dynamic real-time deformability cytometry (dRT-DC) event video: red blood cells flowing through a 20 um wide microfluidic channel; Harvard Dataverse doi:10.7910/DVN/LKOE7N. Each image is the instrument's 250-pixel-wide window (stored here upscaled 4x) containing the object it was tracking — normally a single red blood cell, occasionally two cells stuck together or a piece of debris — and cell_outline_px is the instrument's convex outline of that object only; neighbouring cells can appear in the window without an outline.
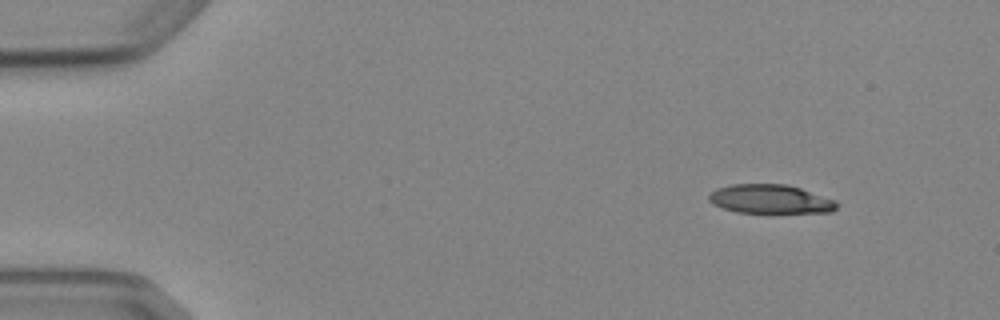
{"species": "Egyptian fruit bat (a non-hibernating species)", "species_latin": "Rousettus aegyptiacus", "temperature_condition": "cold", "stored_images_in_passage": 4, "camera_frame_rate_fps": 3000, "um_per_image_px": 0.085, "animal": {"sex": "female"}, "frame": {"image": 1, "passage_image": 1, "time_ms": 0.0, "image_size_px": [1000, 320], "cell_outline_px": [[840, 204], [832, 212], [768, 216], [736, 212], [712, 204], [708, 200], [708, 196], [716, 188], [732, 184], [788, 184], [836, 200]], "centroid_in_image_um": [65.52, 16.99], "position_along_channel_um": 19.5, "area_um2": 22.89}}
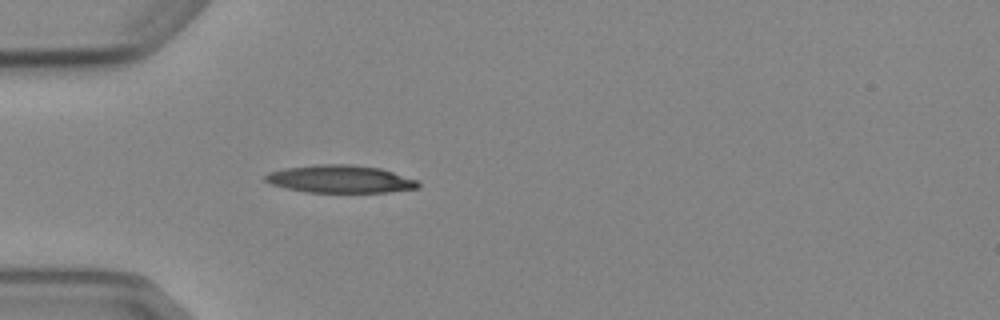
{"frame": {"image": 2, "passage_image": 4, "time_ms": 3.333, "image_size_px": [1000, 320], "cell_outline_px": [[420, 188], [388, 192], [308, 192], [288, 188], [272, 184], [264, 180], [264, 176], [268, 172], [288, 168], [316, 164], [352, 164], [380, 168], [416, 180], [420, 184]], "centroid_in_image_um": [28.93, 15.22], "position_along_channel_um": 56.1, "area_um2": 24.45}}